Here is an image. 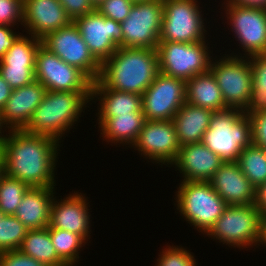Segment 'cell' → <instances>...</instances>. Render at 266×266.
I'll return each mask as SVG.
<instances>
[{
  "instance_id": "cell-5",
  "label": "cell",
  "mask_w": 266,
  "mask_h": 266,
  "mask_svg": "<svg viewBox=\"0 0 266 266\" xmlns=\"http://www.w3.org/2000/svg\"><path fill=\"white\" fill-rule=\"evenodd\" d=\"M177 191L179 211L193 226L208 233L227 204L209 181H182Z\"/></svg>"
},
{
  "instance_id": "cell-23",
  "label": "cell",
  "mask_w": 266,
  "mask_h": 266,
  "mask_svg": "<svg viewBox=\"0 0 266 266\" xmlns=\"http://www.w3.org/2000/svg\"><path fill=\"white\" fill-rule=\"evenodd\" d=\"M212 114L213 111L192 105L187 101L182 105L172 119L180 147L202 141Z\"/></svg>"
},
{
  "instance_id": "cell-44",
  "label": "cell",
  "mask_w": 266,
  "mask_h": 266,
  "mask_svg": "<svg viewBox=\"0 0 266 266\" xmlns=\"http://www.w3.org/2000/svg\"><path fill=\"white\" fill-rule=\"evenodd\" d=\"M228 3L238 4L241 6L258 7L266 9V0H227Z\"/></svg>"
},
{
  "instance_id": "cell-6",
  "label": "cell",
  "mask_w": 266,
  "mask_h": 266,
  "mask_svg": "<svg viewBox=\"0 0 266 266\" xmlns=\"http://www.w3.org/2000/svg\"><path fill=\"white\" fill-rule=\"evenodd\" d=\"M205 43L160 41L157 47L159 72L184 81L207 72L212 61Z\"/></svg>"
},
{
  "instance_id": "cell-31",
  "label": "cell",
  "mask_w": 266,
  "mask_h": 266,
  "mask_svg": "<svg viewBox=\"0 0 266 266\" xmlns=\"http://www.w3.org/2000/svg\"><path fill=\"white\" fill-rule=\"evenodd\" d=\"M49 234L57 255L68 266L75 264L76 259L79 258L78 250L85 240L76 233L52 227H49Z\"/></svg>"
},
{
  "instance_id": "cell-2",
  "label": "cell",
  "mask_w": 266,
  "mask_h": 266,
  "mask_svg": "<svg viewBox=\"0 0 266 266\" xmlns=\"http://www.w3.org/2000/svg\"><path fill=\"white\" fill-rule=\"evenodd\" d=\"M158 73L157 49L118 47L101 64L98 80L107 88L142 96Z\"/></svg>"
},
{
  "instance_id": "cell-26",
  "label": "cell",
  "mask_w": 266,
  "mask_h": 266,
  "mask_svg": "<svg viewBox=\"0 0 266 266\" xmlns=\"http://www.w3.org/2000/svg\"><path fill=\"white\" fill-rule=\"evenodd\" d=\"M100 119V127L103 136L109 141L134 144L146 121L143 112H132L124 115H116L111 118Z\"/></svg>"
},
{
  "instance_id": "cell-38",
  "label": "cell",
  "mask_w": 266,
  "mask_h": 266,
  "mask_svg": "<svg viewBox=\"0 0 266 266\" xmlns=\"http://www.w3.org/2000/svg\"><path fill=\"white\" fill-rule=\"evenodd\" d=\"M0 266H47L19 249L0 253Z\"/></svg>"
},
{
  "instance_id": "cell-15",
  "label": "cell",
  "mask_w": 266,
  "mask_h": 266,
  "mask_svg": "<svg viewBox=\"0 0 266 266\" xmlns=\"http://www.w3.org/2000/svg\"><path fill=\"white\" fill-rule=\"evenodd\" d=\"M132 145L149 159L163 164H172L180 149L172 120H146L136 142Z\"/></svg>"
},
{
  "instance_id": "cell-30",
  "label": "cell",
  "mask_w": 266,
  "mask_h": 266,
  "mask_svg": "<svg viewBox=\"0 0 266 266\" xmlns=\"http://www.w3.org/2000/svg\"><path fill=\"white\" fill-rule=\"evenodd\" d=\"M41 44L33 35L30 39L20 35L0 60V65L35 66L36 52Z\"/></svg>"
},
{
  "instance_id": "cell-45",
  "label": "cell",
  "mask_w": 266,
  "mask_h": 266,
  "mask_svg": "<svg viewBox=\"0 0 266 266\" xmlns=\"http://www.w3.org/2000/svg\"><path fill=\"white\" fill-rule=\"evenodd\" d=\"M261 227H260V237L259 242L262 244L266 243V215H261Z\"/></svg>"
},
{
  "instance_id": "cell-41",
  "label": "cell",
  "mask_w": 266,
  "mask_h": 266,
  "mask_svg": "<svg viewBox=\"0 0 266 266\" xmlns=\"http://www.w3.org/2000/svg\"><path fill=\"white\" fill-rule=\"evenodd\" d=\"M17 35L18 34L13 33L9 26L0 25V60L19 37V35Z\"/></svg>"
},
{
  "instance_id": "cell-37",
  "label": "cell",
  "mask_w": 266,
  "mask_h": 266,
  "mask_svg": "<svg viewBox=\"0 0 266 266\" xmlns=\"http://www.w3.org/2000/svg\"><path fill=\"white\" fill-rule=\"evenodd\" d=\"M23 24V0H0V25Z\"/></svg>"
},
{
  "instance_id": "cell-32",
  "label": "cell",
  "mask_w": 266,
  "mask_h": 266,
  "mask_svg": "<svg viewBox=\"0 0 266 266\" xmlns=\"http://www.w3.org/2000/svg\"><path fill=\"white\" fill-rule=\"evenodd\" d=\"M29 188L19 179L3 173L0 177V210L6 215H14L23 195Z\"/></svg>"
},
{
  "instance_id": "cell-35",
  "label": "cell",
  "mask_w": 266,
  "mask_h": 266,
  "mask_svg": "<svg viewBox=\"0 0 266 266\" xmlns=\"http://www.w3.org/2000/svg\"><path fill=\"white\" fill-rule=\"evenodd\" d=\"M133 4L131 0H106L96 10L103 16L120 23L128 17Z\"/></svg>"
},
{
  "instance_id": "cell-43",
  "label": "cell",
  "mask_w": 266,
  "mask_h": 266,
  "mask_svg": "<svg viewBox=\"0 0 266 266\" xmlns=\"http://www.w3.org/2000/svg\"><path fill=\"white\" fill-rule=\"evenodd\" d=\"M257 206L261 215H266V183L257 191Z\"/></svg>"
},
{
  "instance_id": "cell-4",
  "label": "cell",
  "mask_w": 266,
  "mask_h": 266,
  "mask_svg": "<svg viewBox=\"0 0 266 266\" xmlns=\"http://www.w3.org/2000/svg\"><path fill=\"white\" fill-rule=\"evenodd\" d=\"M201 142L224 161H237L242 149L253 143L250 117L236 108L213 112Z\"/></svg>"
},
{
  "instance_id": "cell-46",
  "label": "cell",
  "mask_w": 266,
  "mask_h": 266,
  "mask_svg": "<svg viewBox=\"0 0 266 266\" xmlns=\"http://www.w3.org/2000/svg\"><path fill=\"white\" fill-rule=\"evenodd\" d=\"M94 8L96 9L99 5H101L106 0H90Z\"/></svg>"
},
{
  "instance_id": "cell-36",
  "label": "cell",
  "mask_w": 266,
  "mask_h": 266,
  "mask_svg": "<svg viewBox=\"0 0 266 266\" xmlns=\"http://www.w3.org/2000/svg\"><path fill=\"white\" fill-rule=\"evenodd\" d=\"M157 266H195L196 262L191 253L184 248L169 247L162 252Z\"/></svg>"
},
{
  "instance_id": "cell-16",
  "label": "cell",
  "mask_w": 266,
  "mask_h": 266,
  "mask_svg": "<svg viewBox=\"0 0 266 266\" xmlns=\"http://www.w3.org/2000/svg\"><path fill=\"white\" fill-rule=\"evenodd\" d=\"M227 8L232 29L247 55L266 53V9L232 3Z\"/></svg>"
},
{
  "instance_id": "cell-1",
  "label": "cell",
  "mask_w": 266,
  "mask_h": 266,
  "mask_svg": "<svg viewBox=\"0 0 266 266\" xmlns=\"http://www.w3.org/2000/svg\"><path fill=\"white\" fill-rule=\"evenodd\" d=\"M9 132L0 148L4 173L29 187L55 186L53 172L59 142L24 130Z\"/></svg>"
},
{
  "instance_id": "cell-47",
  "label": "cell",
  "mask_w": 266,
  "mask_h": 266,
  "mask_svg": "<svg viewBox=\"0 0 266 266\" xmlns=\"http://www.w3.org/2000/svg\"><path fill=\"white\" fill-rule=\"evenodd\" d=\"M3 173H4L3 160L0 154V177L3 175Z\"/></svg>"
},
{
  "instance_id": "cell-34",
  "label": "cell",
  "mask_w": 266,
  "mask_h": 266,
  "mask_svg": "<svg viewBox=\"0 0 266 266\" xmlns=\"http://www.w3.org/2000/svg\"><path fill=\"white\" fill-rule=\"evenodd\" d=\"M35 66L0 65V74L12 89H17L35 80Z\"/></svg>"
},
{
  "instance_id": "cell-49",
  "label": "cell",
  "mask_w": 266,
  "mask_h": 266,
  "mask_svg": "<svg viewBox=\"0 0 266 266\" xmlns=\"http://www.w3.org/2000/svg\"><path fill=\"white\" fill-rule=\"evenodd\" d=\"M6 216V214L0 210V222L2 221V219Z\"/></svg>"
},
{
  "instance_id": "cell-40",
  "label": "cell",
  "mask_w": 266,
  "mask_h": 266,
  "mask_svg": "<svg viewBox=\"0 0 266 266\" xmlns=\"http://www.w3.org/2000/svg\"><path fill=\"white\" fill-rule=\"evenodd\" d=\"M252 124L253 144L263 147L266 145V111L249 116Z\"/></svg>"
},
{
  "instance_id": "cell-33",
  "label": "cell",
  "mask_w": 266,
  "mask_h": 266,
  "mask_svg": "<svg viewBox=\"0 0 266 266\" xmlns=\"http://www.w3.org/2000/svg\"><path fill=\"white\" fill-rule=\"evenodd\" d=\"M28 230L14 215H6L0 222V253L19 249Z\"/></svg>"
},
{
  "instance_id": "cell-21",
  "label": "cell",
  "mask_w": 266,
  "mask_h": 266,
  "mask_svg": "<svg viewBox=\"0 0 266 266\" xmlns=\"http://www.w3.org/2000/svg\"><path fill=\"white\" fill-rule=\"evenodd\" d=\"M86 205V199L78 193L61 202H55L53 198L48 227L76 233L86 240L90 232V215Z\"/></svg>"
},
{
  "instance_id": "cell-27",
  "label": "cell",
  "mask_w": 266,
  "mask_h": 266,
  "mask_svg": "<svg viewBox=\"0 0 266 266\" xmlns=\"http://www.w3.org/2000/svg\"><path fill=\"white\" fill-rule=\"evenodd\" d=\"M19 250L47 266H68L56 253L49 227L28 230Z\"/></svg>"
},
{
  "instance_id": "cell-11",
  "label": "cell",
  "mask_w": 266,
  "mask_h": 266,
  "mask_svg": "<svg viewBox=\"0 0 266 266\" xmlns=\"http://www.w3.org/2000/svg\"><path fill=\"white\" fill-rule=\"evenodd\" d=\"M41 42L64 62L83 71L92 81L98 79L101 64L89 51L73 21L64 28L48 33Z\"/></svg>"
},
{
  "instance_id": "cell-28",
  "label": "cell",
  "mask_w": 266,
  "mask_h": 266,
  "mask_svg": "<svg viewBox=\"0 0 266 266\" xmlns=\"http://www.w3.org/2000/svg\"><path fill=\"white\" fill-rule=\"evenodd\" d=\"M249 58H251L252 87L249 103L243 110L247 116L266 111V53L255 54Z\"/></svg>"
},
{
  "instance_id": "cell-22",
  "label": "cell",
  "mask_w": 266,
  "mask_h": 266,
  "mask_svg": "<svg viewBox=\"0 0 266 266\" xmlns=\"http://www.w3.org/2000/svg\"><path fill=\"white\" fill-rule=\"evenodd\" d=\"M53 189L54 186L30 187L23 195L14 216L29 230L48 227L54 194Z\"/></svg>"
},
{
  "instance_id": "cell-7",
  "label": "cell",
  "mask_w": 266,
  "mask_h": 266,
  "mask_svg": "<svg viewBox=\"0 0 266 266\" xmlns=\"http://www.w3.org/2000/svg\"><path fill=\"white\" fill-rule=\"evenodd\" d=\"M261 217L257 204L227 205L207 234L234 247L251 246L259 242Z\"/></svg>"
},
{
  "instance_id": "cell-39",
  "label": "cell",
  "mask_w": 266,
  "mask_h": 266,
  "mask_svg": "<svg viewBox=\"0 0 266 266\" xmlns=\"http://www.w3.org/2000/svg\"><path fill=\"white\" fill-rule=\"evenodd\" d=\"M59 2L72 21L96 10L90 0H59Z\"/></svg>"
},
{
  "instance_id": "cell-18",
  "label": "cell",
  "mask_w": 266,
  "mask_h": 266,
  "mask_svg": "<svg viewBox=\"0 0 266 266\" xmlns=\"http://www.w3.org/2000/svg\"><path fill=\"white\" fill-rule=\"evenodd\" d=\"M71 22L59 0H23V23L35 38L41 40Z\"/></svg>"
},
{
  "instance_id": "cell-24",
  "label": "cell",
  "mask_w": 266,
  "mask_h": 266,
  "mask_svg": "<svg viewBox=\"0 0 266 266\" xmlns=\"http://www.w3.org/2000/svg\"><path fill=\"white\" fill-rule=\"evenodd\" d=\"M97 94L101 98L99 118L143 112L141 95L107 88L98 79L92 83L91 98Z\"/></svg>"
},
{
  "instance_id": "cell-13",
  "label": "cell",
  "mask_w": 266,
  "mask_h": 266,
  "mask_svg": "<svg viewBox=\"0 0 266 266\" xmlns=\"http://www.w3.org/2000/svg\"><path fill=\"white\" fill-rule=\"evenodd\" d=\"M186 102V81L158 73L142 94L146 120H172Z\"/></svg>"
},
{
  "instance_id": "cell-12",
  "label": "cell",
  "mask_w": 266,
  "mask_h": 266,
  "mask_svg": "<svg viewBox=\"0 0 266 266\" xmlns=\"http://www.w3.org/2000/svg\"><path fill=\"white\" fill-rule=\"evenodd\" d=\"M216 63L211 62L210 70L222 92L225 105L244 110L249 103L252 87L250 61L229 56Z\"/></svg>"
},
{
  "instance_id": "cell-20",
  "label": "cell",
  "mask_w": 266,
  "mask_h": 266,
  "mask_svg": "<svg viewBox=\"0 0 266 266\" xmlns=\"http://www.w3.org/2000/svg\"><path fill=\"white\" fill-rule=\"evenodd\" d=\"M225 161L202 142L187 144L179 149L172 163L185 177L183 181H209Z\"/></svg>"
},
{
  "instance_id": "cell-25",
  "label": "cell",
  "mask_w": 266,
  "mask_h": 266,
  "mask_svg": "<svg viewBox=\"0 0 266 266\" xmlns=\"http://www.w3.org/2000/svg\"><path fill=\"white\" fill-rule=\"evenodd\" d=\"M186 101L213 112L228 109L211 70L186 81Z\"/></svg>"
},
{
  "instance_id": "cell-9",
  "label": "cell",
  "mask_w": 266,
  "mask_h": 266,
  "mask_svg": "<svg viewBox=\"0 0 266 266\" xmlns=\"http://www.w3.org/2000/svg\"><path fill=\"white\" fill-rule=\"evenodd\" d=\"M35 80L46 90L91 92L93 81L79 68L69 65L42 44L36 52Z\"/></svg>"
},
{
  "instance_id": "cell-14",
  "label": "cell",
  "mask_w": 266,
  "mask_h": 266,
  "mask_svg": "<svg viewBox=\"0 0 266 266\" xmlns=\"http://www.w3.org/2000/svg\"><path fill=\"white\" fill-rule=\"evenodd\" d=\"M82 39L94 58L102 64L118 47L123 48V34L119 22L107 18L97 10L74 21Z\"/></svg>"
},
{
  "instance_id": "cell-42",
  "label": "cell",
  "mask_w": 266,
  "mask_h": 266,
  "mask_svg": "<svg viewBox=\"0 0 266 266\" xmlns=\"http://www.w3.org/2000/svg\"><path fill=\"white\" fill-rule=\"evenodd\" d=\"M12 88L10 85L3 79L2 75L0 74V112L5 107L7 100L9 99Z\"/></svg>"
},
{
  "instance_id": "cell-29",
  "label": "cell",
  "mask_w": 266,
  "mask_h": 266,
  "mask_svg": "<svg viewBox=\"0 0 266 266\" xmlns=\"http://www.w3.org/2000/svg\"><path fill=\"white\" fill-rule=\"evenodd\" d=\"M236 162L257 191L266 183V153L263 147L252 143L242 149Z\"/></svg>"
},
{
  "instance_id": "cell-17",
  "label": "cell",
  "mask_w": 266,
  "mask_h": 266,
  "mask_svg": "<svg viewBox=\"0 0 266 266\" xmlns=\"http://www.w3.org/2000/svg\"><path fill=\"white\" fill-rule=\"evenodd\" d=\"M209 182L227 205L257 203V190L243 174L236 161H225Z\"/></svg>"
},
{
  "instance_id": "cell-48",
  "label": "cell",
  "mask_w": 266,
  "mask_h": 266,
  "mask_svg": "<svg viewBox=\"0 0 266 266\" xmlns=\"http://www.w3.org/2000/svg\"><path fill=\"white\" fill-rule=\"evenodd\" d=\"M2 121H1V115H0V129H2ZM0 134H1V130H0ZM3 139H4V137H2L1 135H0V148H1V145H2V142H3Z\"/></svg>"
},
{
  "instance_id": "cell-3",
  "label": "cell",
  "mask_w": 266,
  "mask_h": 266,
  "mask_svg": "<svg viewBox=\"0 0 266 266\" xmlns=\"http://www.w3.org/2000/svg\"><path fill=\"white\" fill-rule=\"evenodd\" d=\"M91 92L47 90L42 102L34 110L28 125L23 129L34 135L52 137L57 141L79 118Z\"/></svg>"
},
{
  "instance_id": "cell-10",
  "label": "cell",
  "mask_w": 266,
  "mask_h": 266,
  "mask_svg": "<svg viewBox=\"0 0 266 266\" xmlns=\"http://www.w3.org/2000/svg\"><path fill=\"white\" fill-rule=\"evenodd\" d=\"M195 0H163L160 41H204V23Z\"/></svg>"
},
{
  "instance_id": "cell-19",
  "label": "cell",
  "mask_w": 266,
  "mask_h": 266,
  "mask_svg": "<svg viewBox=\"0 0 266 266\" xmlns=\"http://www.w3.org/2000/svg\"><path fill=\"white\" fill-rule=\"evenodd\" d=\"M46 88L37 80L13 89L5 107L1 110L2 124L12 130H23L37 106L42 102Z\"/></svg>"
},
{
  "instance_id": "cell-50",
  "label": "cell",
  "mask_w": 266,
  "mask_h": 266,
  "mask_svg": "<svg viewBox=\"0 0 266 266\" xmlns=\"http://www.w3.org/2000/svg\"><path fill=\"white\" fill-rule=\"evenodd\" d=\"M131 1H133L134 3H136V2L149 1V0H131Z\"/></svg>"
},
{
  "instance_id": "cell-8",
  "label": "cell",
  "mask_w": 266,
  "mask_h": 266,
  "mask_svg": "<svg viewBox=\"0 0 266 266\" xmlns=\"http://www.w3.org/2000/svg\"><path fill=\"white\" fill-rule=\"evenodd\" d=\"M163 20V0L136 2L120 22L123 48L157 49Z\"/></svg>"
}]
</instances>
